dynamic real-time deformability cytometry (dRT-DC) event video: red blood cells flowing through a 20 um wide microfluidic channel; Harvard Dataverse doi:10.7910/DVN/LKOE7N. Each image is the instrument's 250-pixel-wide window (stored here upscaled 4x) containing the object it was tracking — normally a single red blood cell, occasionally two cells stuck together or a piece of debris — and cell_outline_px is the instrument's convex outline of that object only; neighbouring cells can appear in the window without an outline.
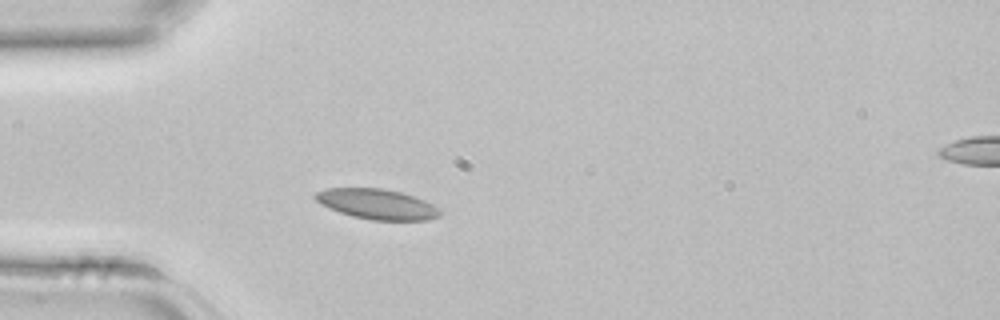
{"species": "common noctule bat (a hibernating species)", "species_latin": "Nyctalus noctula", "temperature_condition": "room temperature", "stored_images_in_passage": 32, "camera_frame_rate_fps": 3000, "um_per_image_px": 0.085, "animal": {"sex": "female", "body_mass_g": 22.7, "forearm_length_mm": 54.2}, "frame": {"image": 1, "passage_image": 1, "time_ms": 0.0, "image_size_px": [1000, 320], "cell_outline_px": [[440, 216], [428, 220], [372, 220], [352, 216], [328, 208], [320, 204], [312, 196], [316, 192], [328, 188], [384, 188], [400, 192], [424, 200], [440, 208]], "centroid_in_image_um": [32.03, 17.35], "position_along_channel_um": 53.0, "area_um2": 21.96}}
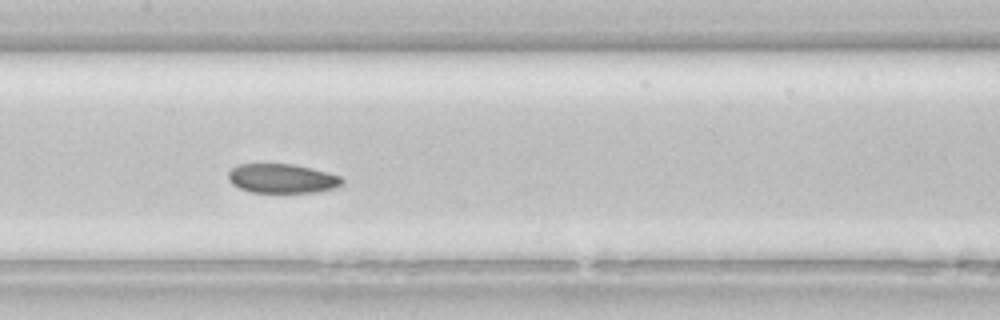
{"frame": {"image": 2, "passage_image": 10, "time_ms": 3.0, "image_size_px": [1000, 320], "cell_outline_px": [[344, 184], [336, 188], [316, 192], [252, 192], [240, 188], [232, 184], [228, 180], [228, 172], [236, 164], [292, 164], [328, 172], [340, 176], [344, 180]], "centroid_in_image_um": [23.99, 15.17], "position_along_channel_um": 183.4, "area_um2": 19.48}}